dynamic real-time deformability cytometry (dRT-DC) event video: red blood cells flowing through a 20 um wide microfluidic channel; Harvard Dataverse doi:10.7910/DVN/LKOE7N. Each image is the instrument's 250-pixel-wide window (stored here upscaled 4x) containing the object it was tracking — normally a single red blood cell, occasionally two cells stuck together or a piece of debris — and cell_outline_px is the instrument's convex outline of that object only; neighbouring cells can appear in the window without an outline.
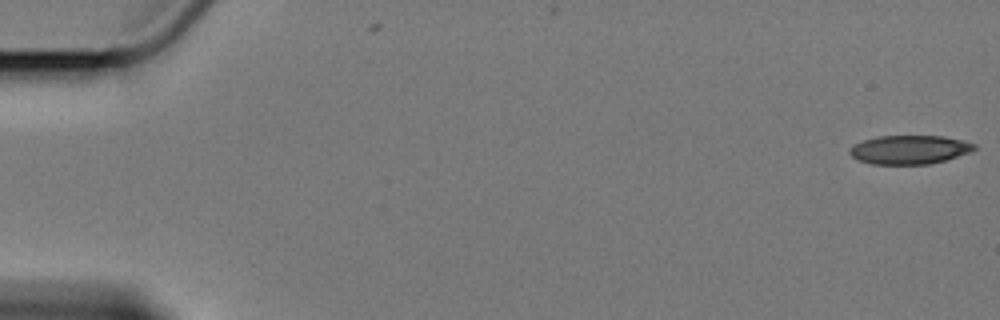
{"species": "Egyptian fruit bat (a non-hibernating species)", "species_latin": "Rousettus aegyptiacus", "temperature_condition": "cold", "stored_images_in_passage": 59, "camera_frame_rate_fps": 3000, "um_per_image_px": 0.085, "animal": {"sex": "female"}, "frame": {"image": 1, "passage_image": 1, "time_ms": 0.0, "image_size_px": [1000, 320], "cell_outline_px": [[976, 148], [968, 152], [944, 160], [928, 164], [872, 164], [860, 160], [852, 156], [848, 152], [856, 144], [864, 140], [876, 136], [944, 136], [964, 140], [976, 144]], "centroid_in_image_um": [77.32, 12.71], "position_along_channel_um": 7.7, "area_um2": 20.63}}
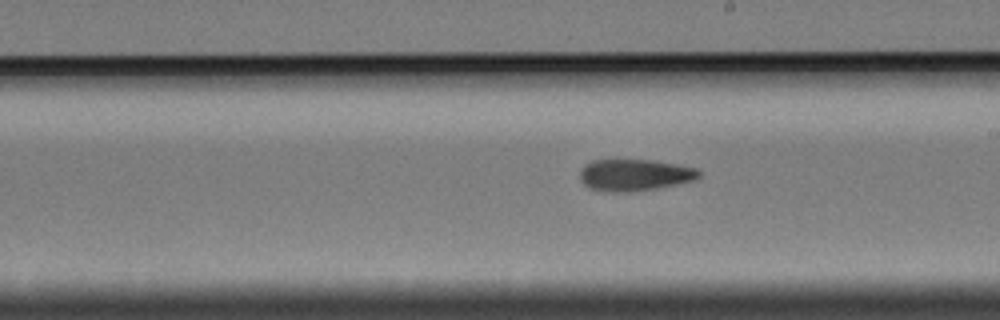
{"frame": {"image": 2, "passage_image": 34, "time_ms": 11.0, "image_size_px": [1000, 320], "cell_outline_px": [[700, 176], [696, 180], [656, 188], [632, 192], [608, 192], [588, 188], [580, 180], [580, 172], [584, 164], [592, 160], [652, 160], [676, 164], [696, 168], [700, 172]], "centroid_in_image_um": [53.92, 14.88], "position_along_channel_um": 235.1, "area_um2": 22.08}}
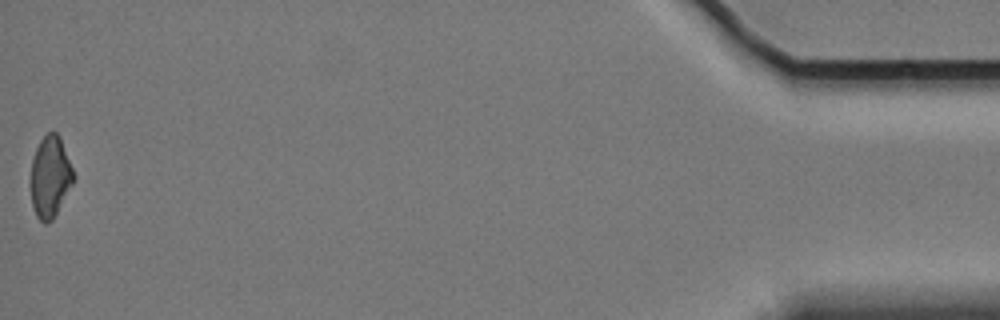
{"frame": {"image": 3, "passage_image": 59, "time_ms": 19.333, "image_size_px": [1000, 320], "cell_outline_px": [[76, 176], [72, 184], [52, 220], [48, 224], [44, 224], [36, 216], [32, 204], [28, 180], [32, 160], [36, 148], [40, 140], [48, 132], [56, 132], [60, 136]], "centroid_in_image_um": [4.23, 15.03], "position_along_channel_um": 431.0, "area_um2": 20.69}, "authors_computed_cell_mechanics": {"area_um2": 21.9062, "velocity_mm_per_s": 3.4139, "shape_relaxation_time_tau1_ms": 6.4424, "shape_relaxation_time_tau2_ms": 6.8884, "deformation_change_tau1": 0.126, "deformation_change_tau2": 0.1403}}